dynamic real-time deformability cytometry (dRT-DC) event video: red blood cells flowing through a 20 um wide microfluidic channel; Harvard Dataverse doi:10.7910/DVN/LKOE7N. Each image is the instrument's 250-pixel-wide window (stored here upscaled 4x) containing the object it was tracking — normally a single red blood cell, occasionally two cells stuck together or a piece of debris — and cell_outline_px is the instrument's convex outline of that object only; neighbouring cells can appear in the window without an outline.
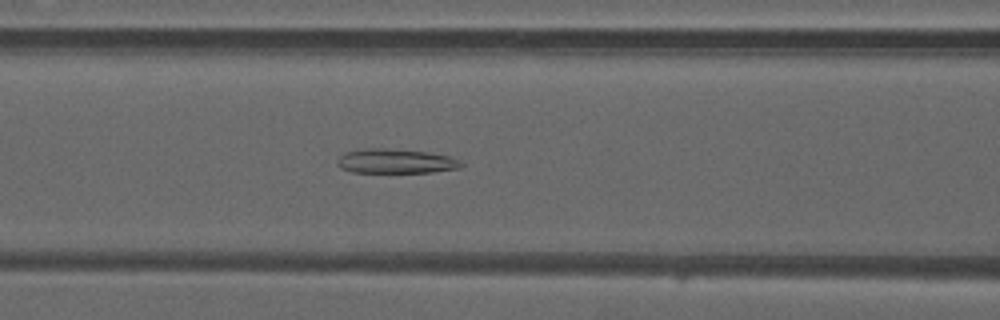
{"species": "common noctule bat (a hibernating species)", "species_latin": "Nyctalus noctula", "temperature_condition": "warm", "stored_images_in_passage": 48, "camera_frame_rate_fps": 3000, "um_per_image_px": 0.085, "animal": {"sex": "male", "forearm_length_mm": 52.5}, "frame": {"image": 1, "passage_image": 20, "time_ms": 6.333, "image_size_px": [1000, 320], "cell_outline_px": [[464, 164], [460, 168], [432, 172], [352, 172], [340, 168], [336, 164], [336, 160], [344, 152], [364, 148], [384, 148], [424, 152], [452, 156], [460, 160]], "centroid_in_image_um": [33.62, 13.7], "position_along_channel_um": 133.0, "area_um2": 17.74}}
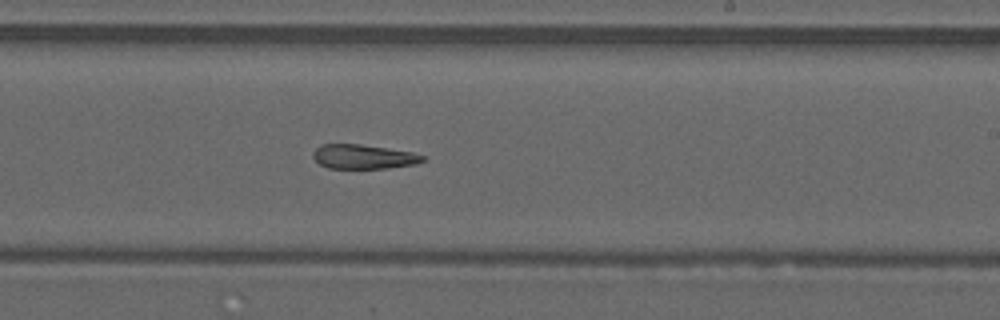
{"frame": {"image": 2, "passage_image": 29, "time_ms": 9.333, "image_size_px": [1000, 320], "cell_outline_px": [[424, 160], [416, 164], [388, 168], [328, 168], [320, 164], [312, 156], [312, 152], [320, 144], [360, 144], [412, 152], [424, 156]], "centroid_in_image_um": [30.86, 13.31], "position_along_channel_um": 258.1, "area_um2": 15.49}}
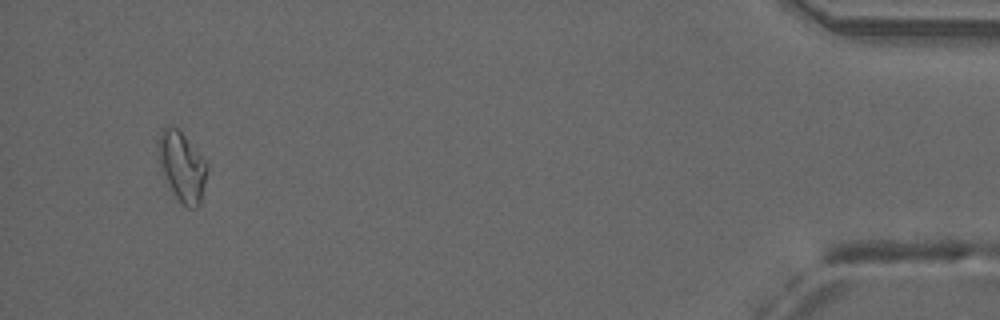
{"frame": {"image": 3, "passage_image": 46, "time_ms": 15.0, "image_size_px": [1000, 320], "cell_outline_px": [[208, 168], [200, 204], [196, 208], [188, 208], [176, 196], [160, 168], [156, 144], [164, 128], [176, 128], [184, 136], [208, 164]], "centroid_in_image_um": [15.48, 14.18], "position_along_channel_um": 419.7, "area_um2": 19.19}, "authors_computed_cell_mechanics": {"area_um2": 18.1203, "velocity_mm_per_s": 4.1852, "shape_relaxation_time_tau1_ms": null, "shape_relaxation_time_tau2_ms": 4.9236, "deformation_change_tau1": null, "deformation_change_tau2": 0.1376}}